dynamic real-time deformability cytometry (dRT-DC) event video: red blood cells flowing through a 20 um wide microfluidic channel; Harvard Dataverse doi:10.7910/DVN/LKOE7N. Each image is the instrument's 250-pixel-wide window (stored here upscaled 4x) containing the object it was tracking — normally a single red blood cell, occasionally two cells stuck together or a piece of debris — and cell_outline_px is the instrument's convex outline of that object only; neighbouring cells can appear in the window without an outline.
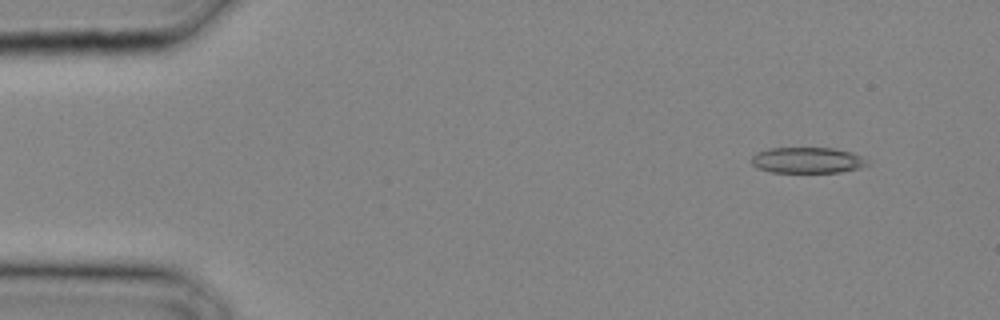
{"species": "common noctule bat (a hibernating species)", "species_latin": "Nyctalus noctula", "temperature_condition": "cold", "stored_images_in_passage": 8, "camera_frame_rate_fps": 3000, "um_per_image_px": 0.085, "animal": {"sex": "male", "body_mass_g": 20.4}, "frame": {"image": 1, "passage_image": 1, "time_ms": 0.0, "image_size_px": [1000, 320], "cell_outline_px": [[868, 164], [860, 168], [840, 172], [772, 172], [756, 168], [752, 164], [752, 156], [756, 152], [768, 148], [832, 148], [852, 152], [860, 156]], "centroid_in_image_um": [68.58, 13.62], "position_along_channel_um": 16.4, "area_um2": 17.4}}
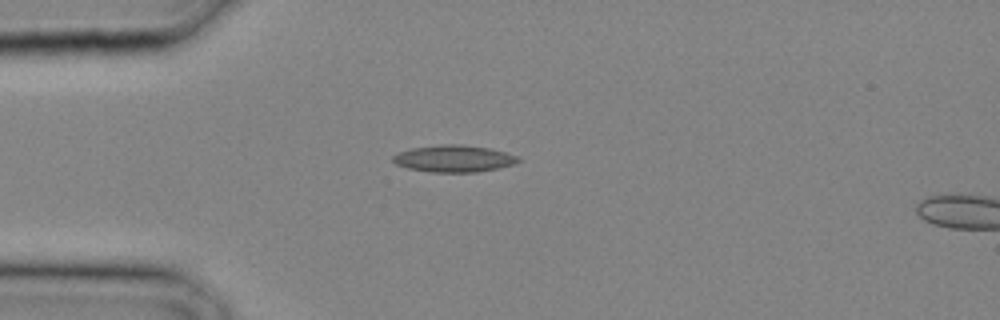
{"frame": {"image": 2, "passage_image": 6, "time_ms": 1.667, "image_size_px": [1000, 320], "cell_outline_px": [[520, 160], [512, 164], [500, 168], [476, 172], [432, 172], [408, 168], [396, 164], [392, 160], [392, 156], [400, 152], [412, 148], [440, 144], [460, 144], [488, 148], [520, 156]], "centroid_in_image_um": [38.58, 13.48], "position_along_channel_um": 46.4, "area_um2": 19.54}}